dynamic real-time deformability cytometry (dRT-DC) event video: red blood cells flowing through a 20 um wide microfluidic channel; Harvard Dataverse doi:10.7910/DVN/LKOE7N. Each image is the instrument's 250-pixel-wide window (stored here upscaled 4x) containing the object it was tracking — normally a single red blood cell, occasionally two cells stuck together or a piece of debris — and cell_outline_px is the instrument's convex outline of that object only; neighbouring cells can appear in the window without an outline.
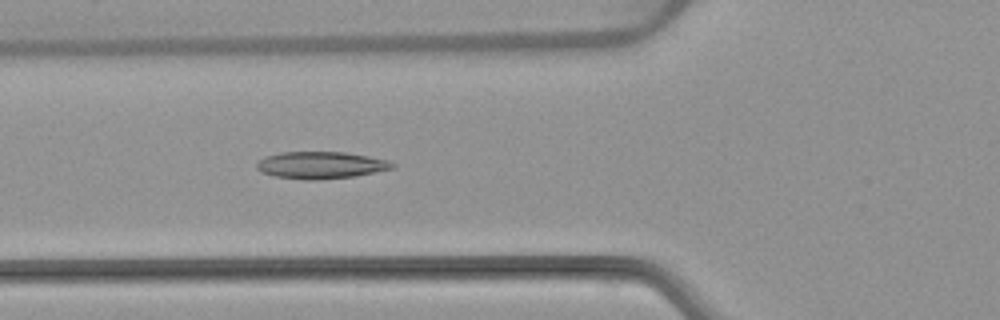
{"species": "common noctule bat (a hibernating species)", "species_latin": "Nyctalus noctula", "temperature_condition": "warm", "stored_images_in_passage": 6, "camera_frame_rate_fps": 3000, "um_per_image_px": 0.085, "animal": {"sex": "female", "body_mass_g": 22.7, "forearm_length_mm": 54.2}, "frame": {"image": 1, "passage_image": 6, "time_ms": 6.0, "image_size_px": [1000, 320], "cell_outline_px": [[396, 164], [392, 168], [356, 176], [312, 180], [308, 180], [276, 176], [260, 172], [256, 168], [256, 164], [264, 156], [280, 152], [344, 152], [368, 156], [388, 160]], "centroid_in_image_um": [27.24, 14.03], "position_along_channel_um": 98.6, "area_um2": 21.27}}